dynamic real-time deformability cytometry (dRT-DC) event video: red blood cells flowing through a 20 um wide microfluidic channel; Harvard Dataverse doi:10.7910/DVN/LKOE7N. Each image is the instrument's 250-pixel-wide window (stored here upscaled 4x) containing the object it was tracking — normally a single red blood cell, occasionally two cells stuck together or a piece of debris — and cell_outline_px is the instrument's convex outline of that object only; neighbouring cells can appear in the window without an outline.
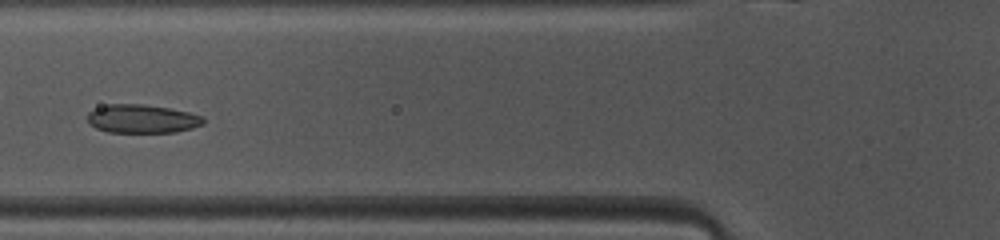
{"species": "common noctule bat (a hibernating species)", "species_latin": "Nyctalus noctula", "temperature_condition": "warm", "stored_images_in_passage": 37, "camera_frame_rate_fps": 3000, "um_per_image_px": 0.085, "animal": {"sex": "female", "body_mass_g": 10.0, "forearm_length_mm": 53.1}, "frame": {"image": 1, "passage_image": 6, "time_ms": 1.667, "image_size_px": [1000, 240], "cell_outline_px": [[204, 124], [192, 128], [176, 132], [108, 132], [96, 128], [88, 120], [88, 112], [96, 108], [108, 104], [140, 104], [168, 108], [188, 112], [204, 116]], "centroid_in_image_um": [12.1, 10.1], "position_along_channel_um": 113.7, "area_um2": 19.13}}
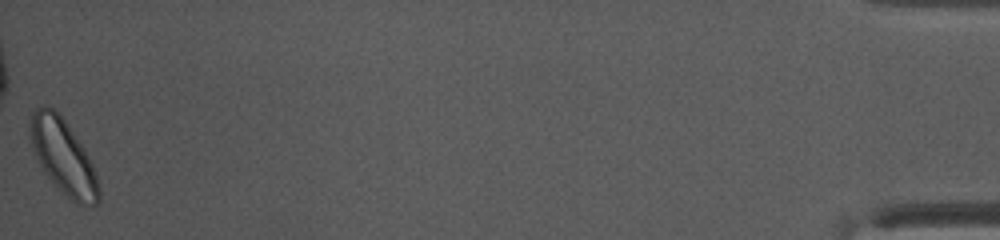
{"frame": {"image": 2, "passage_image": 37, "time_ms": 12.0, "image_size_px": [1000, 240], "cell_outline_px": [[100, 200], [96, 204], [76, 204], [60, 192], [48, 176], [40, 164], [32, 148], [28, 136], [32, 112], [36, 108], [44, 104], [48, 104], [64, 120], [84, 148], [96, 172], [100, 188]], "centroid_in_image_um": [5.37, 13.32], "position_along_channel_um": 429.8, "area_um2": 29.82}, "authors_computed_cell_mechanics": {"area_um2": 19.652, "velocity_mm_per_s": 4.0754, "shape_relaxation_time_tau1_ms": 2.912, "shape_relaxation_time_tau2_ms": null, "deformation_change_tau1": 0.0728, "deformation_change_tau2": null}}